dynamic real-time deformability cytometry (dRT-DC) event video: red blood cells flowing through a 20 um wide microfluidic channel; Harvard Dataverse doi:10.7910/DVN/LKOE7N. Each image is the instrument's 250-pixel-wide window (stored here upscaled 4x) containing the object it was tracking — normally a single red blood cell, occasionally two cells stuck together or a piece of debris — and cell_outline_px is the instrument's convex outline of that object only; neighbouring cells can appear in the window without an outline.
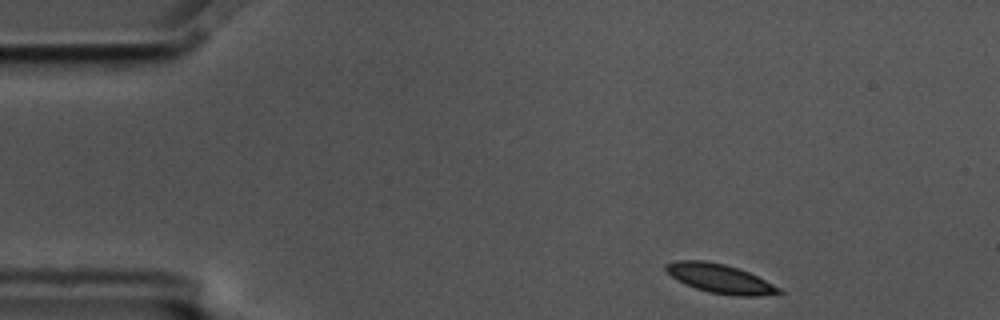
{"species": "common noctule bat (a hibernating species)", "species_latin": "Nyctalus noctula", "temperature_condition": "cold", "stored_images_in_passage": 3, "camera_frame_rate_fps": 3000, "um_per_image_px": 0.085, "animal": {"sex": "male", "body_mass_g": 17.5, "forearm_length_mm": 52.3}, "frame": {"image": 1, "passage_image": 1, "time_ms": 0.0, "image_size_px": [1000, 320], "cell_outline_px": [[784, 292], [756, 296], [736, 296], [708, 292], [684, 284], [676, 280], [664, 268], [664, 264], [676, 260], [704, 260], [724, 264], [748, 272], [780, 288]], "centroid_in_image_um": [61.14, 23.67], "position_along_channel_um": 23.9, "area_um2": 18.96}}